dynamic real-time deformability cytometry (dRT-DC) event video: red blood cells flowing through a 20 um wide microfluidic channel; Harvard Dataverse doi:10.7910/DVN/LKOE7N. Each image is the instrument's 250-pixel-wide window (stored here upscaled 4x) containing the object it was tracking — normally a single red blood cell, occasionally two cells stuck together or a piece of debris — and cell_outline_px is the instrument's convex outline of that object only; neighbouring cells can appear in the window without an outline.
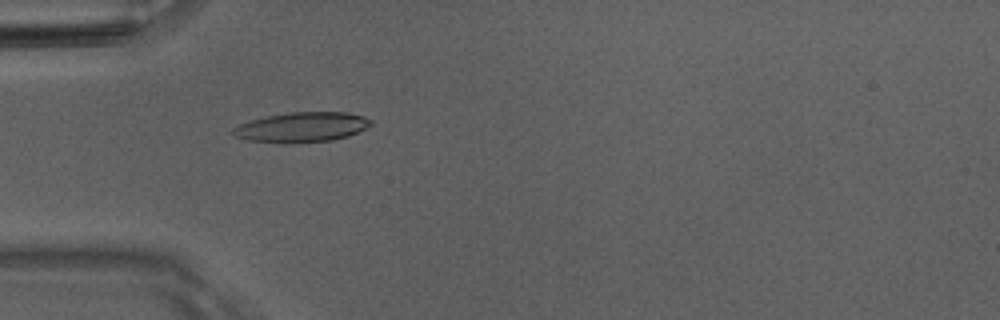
{"species": "Egyptian fruit bat (a non-hibernating species)", "species_latin": "Rousettus aegyptiacus", "temperature_condition": "room temperature", "stored_images_in_passage": 44, "camera_frame_rate_fps": 3000, "um_per_image_px": 0.085, "animal": {"sex": "male"}, "frame": {"image": 1, "passage_image": 9, "time_ms": 2.667, "image_size_px": [1000, 320], "cell_outline_px": [[372, 124], [348, 136], [332, 140], [248, 140], [232, 136], [232, 128], [240, 124], [252, 120], [268, 116], [292, 112], [348, 112], [364, 116], [372, 120]], "centroid_in_image_um": [25.69, 10.75], "position_along_channel_um": 59.3, "area_um2": 22.83}}
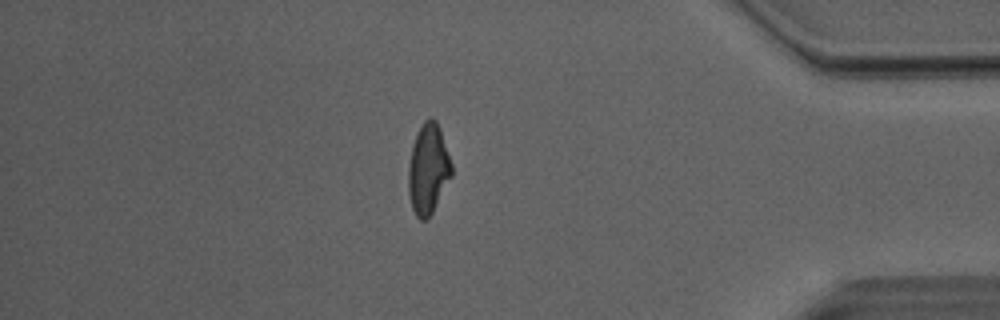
{"frame": {"image": 2, "passage_image": 37, "time_ms": 12.0, "image_size_px": [1000, 320], "cell_outline_px": [[452, 176], [428, 220], [420, 220], [416, 216], [412, 208], [408, 192], [408, 168], [412, 144], [424, 120], [428, 116], [432, 116], [436, 120], [440, 128], [452, 164]], "centroid_in_image_um": [36.39, 14.37], "position_along_channel_um": 398.8, "area_um2": 22.89}}
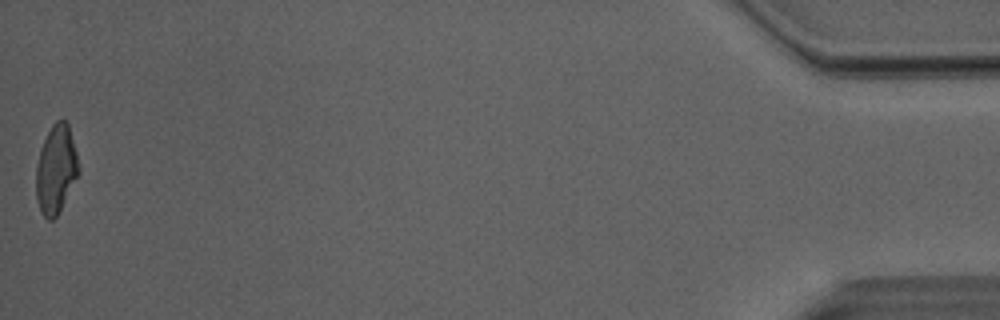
{"frame": {"image": 3, "passage_image": 44, "time_ms": 14.333, "image_size_px": [1000, 320], "cell_outline_px": [[80, 172], [56, 216], [52, 220], [48, 220], [40, 212], [36, 200], [36, 164], [40, 148], [52, 124], [56, 120], [64, 120], [68, 124], [76, 152], [80, 168]], "centroid_in_image_um": [4.74, 14.4], "position_along_channel_um": 430.5, "area_um2": 21.85}, "authors_computed_cell_mechanics": {"area_um2": 22.6576, "velocity_mm_per_s": 4.0599, "shape_relaxation_time_tau1_ms": 5.9232, "shape_relaxation_time_tau2_ms": 2.8605, "deformation_change_tau1": 0.2073, "deformation_change_tau2": 0.0858}}